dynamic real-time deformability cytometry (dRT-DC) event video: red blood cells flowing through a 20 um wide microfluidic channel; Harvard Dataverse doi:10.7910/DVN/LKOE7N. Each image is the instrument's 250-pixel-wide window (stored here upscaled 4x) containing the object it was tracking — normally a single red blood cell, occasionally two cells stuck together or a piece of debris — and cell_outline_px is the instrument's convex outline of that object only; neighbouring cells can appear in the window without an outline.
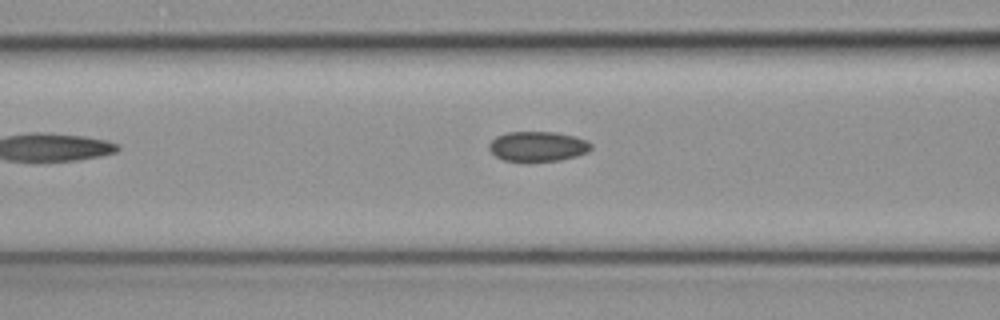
{"species": "common noctule bat (a hibernating species)", "species_latin": "Nyctalus noctula", "temperature_condition": "cold", "stored_images_in_passage": 6, "camera_frame_rate_fps": 3000, "um_per_image_px": 0.085, "animal": {"sex": "female", "body_mass_g": 19.3, "forearm_length_mm": 54.1}, "frame": {"image": 1, "passage_image": 4, "time_ms": 1.0, "image_size_px": [1000, 320], "cell_outline_px": [[592, 148], [588, 152], [576, 156], [560, 160], [504, 160], [496, 156], [488, 148], [488, 144], [496, 136], [508, 132], [556, 132], [576, 136], [588, 140], [592, 144]], "centroid_in_image_um": [45.75, 12.42], "position_along_channel_um": 120.9, "area_um2": 17.69}}